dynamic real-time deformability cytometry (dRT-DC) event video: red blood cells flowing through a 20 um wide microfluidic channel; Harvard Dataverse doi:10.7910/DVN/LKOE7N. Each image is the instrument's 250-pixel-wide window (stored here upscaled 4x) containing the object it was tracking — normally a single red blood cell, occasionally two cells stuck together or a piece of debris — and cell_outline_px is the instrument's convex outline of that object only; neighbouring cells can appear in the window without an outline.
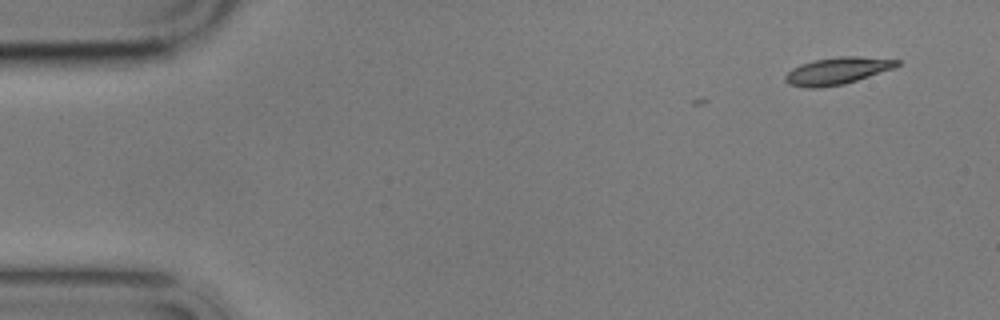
{"species": "common noctule bat (a hibernating species)", "species_latin": "Nyctalus noctula", "temperature_condition": "cold", "stored_images_in_passage": 2, "camera_frame_rate_fps": 3000, "um_per_image_px": 0.085, "animal": {"sex": "male", "body_mass_g": 17.9}, "frame": {"image": 1, "passage_image": 2, "time_ms": 1.333, "image_size_px": [1000, 320], "cell_outline_px": [[900, 64], [892, 68], [844, 84], [816, 88], [808, 88], [788, 84], [784, 80], [784, 76], [792, 68], [800, 64], [816, 60], [840, 56], [856, 56], [900, 60]], "centroid_in_image_um": [71.11, 6.02], "position_along_channel_um": 13.9, "area_um2": 17.34}}